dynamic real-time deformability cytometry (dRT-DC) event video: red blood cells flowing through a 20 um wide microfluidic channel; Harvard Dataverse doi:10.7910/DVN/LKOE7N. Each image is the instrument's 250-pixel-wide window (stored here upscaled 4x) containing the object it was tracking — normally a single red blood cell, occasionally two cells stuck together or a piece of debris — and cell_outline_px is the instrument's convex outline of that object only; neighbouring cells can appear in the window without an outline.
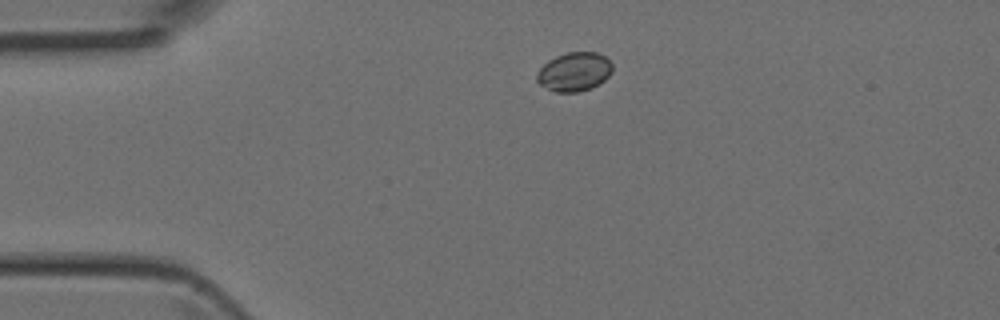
{"species": "Egyptian fruit bat (a non-hibernating species)", "species_latin": "Rousettus aegyptiacus", "temperature_condition": "room temperature", "stored_images_in_passage": 2, "camera_frame_rate_fps": 3000, "um_per_image_px": 0.085, "animal": {"sex": "female"}, "frame": {"image": 1, "passage_image": 1, "time_ms": 0.0, "image_size_px": [1000, 320], "cell_outline_px": [[612, 72], [600, 84], [592, 88], [576, 92], [556, 92], [540, 84], [536, 80], [536, 72], [548, 60], [556, 56], [568, 52], [596, 52], [604, 56], [612, 64]], "centroid_in_image_um": [48.81, 6.1], "position_along_channel_um": 36.2, "area_um2": 17.11}}